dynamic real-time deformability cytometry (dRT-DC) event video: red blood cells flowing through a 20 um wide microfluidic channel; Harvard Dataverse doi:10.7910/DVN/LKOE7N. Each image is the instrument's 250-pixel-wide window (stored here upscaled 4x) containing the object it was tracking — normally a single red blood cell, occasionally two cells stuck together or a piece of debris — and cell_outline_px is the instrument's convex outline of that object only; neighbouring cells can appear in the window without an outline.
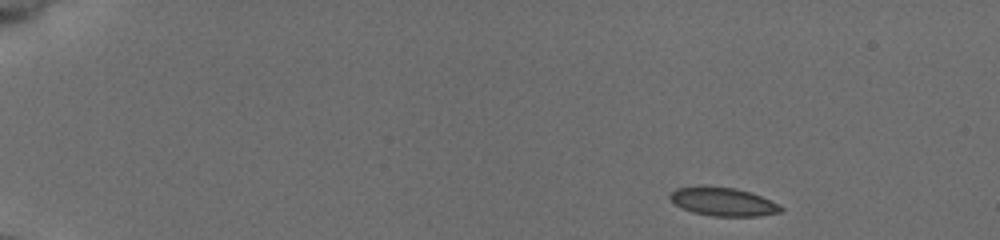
{"species": "common noctule bat (a hibernating species)", "species_latin": "Nyctalus noctula", "temperature_condition": "cold", "stored_images_in_passage": 22, "camera_frame_rate_fps": 3000, "um_per_image_px": 0.085, "animal": {"sex": "female", "body_mass_g": 19.5, "forearm_length_mm": 54.1}, "frame": {"image": 1, "passage_image": 1, "time_ms": 0.0, "image_size_px": [1000, 240], "cell_outline_px": [[784, 208], [780, 212], [760, 216], [712, 216], [692, 212], [676, 204], [668, 196], [676, 188], [704, 184], [736, 188], [760, 196], [780, 204]], "centroid_in_image_um": [61.45, 17.12], "position_along_channel_um": 23.5, "area_um2": 18.55}}
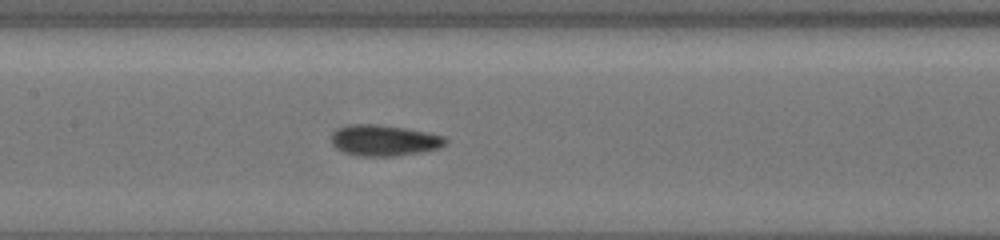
{"frame": {"image": 2, "passage_image": 11, "time_ms": 3.333, "image_size_px": [1000, 240], "cell_outline_px": [[448, 140], [440, 148], [420, 152], [392, 156], [356, 156], [344, 152], [336, 148], [332, 144], [332, 132], [336, 128], [348, 124], [376, 124], [404, 128], [444, 136]], "centroid_in_image_um": [32.6, 11.93], "position_along_channel_um": 174.8, "area_um2": 20.58}}
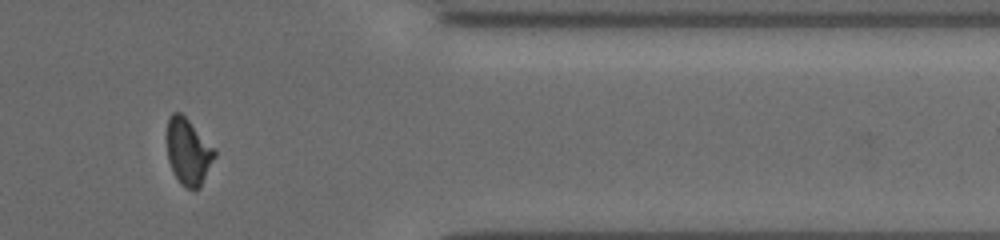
{"frame": {"image": 3, "passage_image": 19, "time_ms": 6.0, "image_size_px": [1000, 240], "cell_outline_px": [[216, 156], [200, 188], [188, 188], [180, 184], [172, 172], [168, 160], [168, 120], [172, 112], [180, 112], [216, 148]], "centroid_in_image_um": [16.03, 12.91], "position_along_channel_um": 395.4, "area_um2": 18.38}}